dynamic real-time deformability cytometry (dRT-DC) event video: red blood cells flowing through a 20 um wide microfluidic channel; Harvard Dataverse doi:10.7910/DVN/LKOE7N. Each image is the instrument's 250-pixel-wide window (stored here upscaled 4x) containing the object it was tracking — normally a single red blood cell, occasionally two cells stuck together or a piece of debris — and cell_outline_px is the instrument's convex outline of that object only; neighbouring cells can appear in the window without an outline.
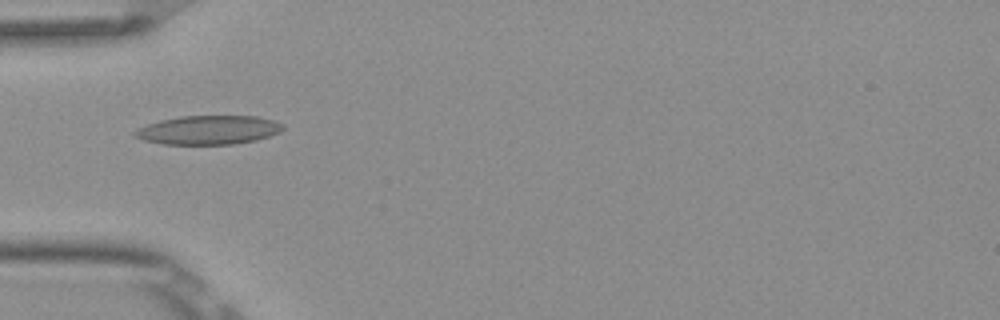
{"species": "Egyptian fruit bat (a non-hibernating species)", "species_latin": "Rousettus aegyptiacus", "temperature_condition": "room temperature", "stored_images_in_passage": 7, "camera_frame_rate_fps": 3000, "um_per_image_px": 0.085, "frame": {"image": 1, "passage_image": 5, "time_ms": 1.333, "image_size_px": [1000, 320], "cell_outline_px": [[284, 128], [280, 132], [256, 140], [232, 144], [164, 144], [144, 140], [132, 136], [132, 132], [136, 128], [160, 120], [180, 116], [256, 116], [272, 120], [284, 124]], "centroid_in_image_um": [17.68, 11.05], "position_along_channel_um": 67.3, "area_um2": 24.97}}
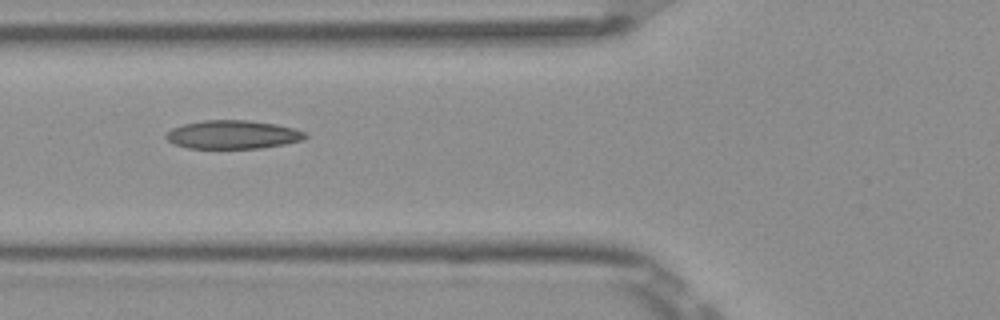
{"frame": {"image": 2, "passage_image": 6, "time_ms": 1.667, "image_size_px": [1000, 320], "cell_outline_px": [[308, 136], [304, 140], [284, 144], [260, 148], [188, 148], [172, 144], [164, 136], [172, 128], [184, 124], [204, 120], [248, 120], [276, 124], [308, 132]], "centroid_in_image_um": [19.8, 11.44], "position_along_channel_um": 106.0, "area_um2": 23.18}}
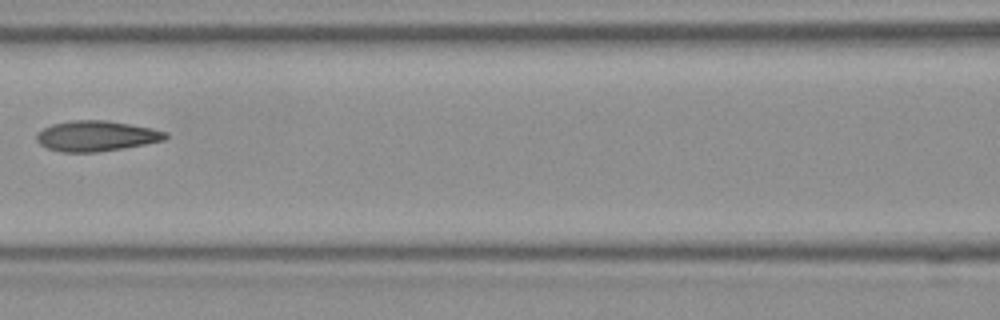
{"frame": {"image": 3, "passage_image": 7, "time_ms": 2.0, "image_size_px": [1000, 320], "cell_outline_px": [[168, 136], [164, 140], [124, 148], [96, 152], [60, 152], [48, 148], [40, 144], [36, 140], [36, 136], [44, 128], [52, 124], [72, 120], [108, 120], [152, 128], [168, 132]], "centroid_in_image_um": [8.2, 11.55], "position_along_channel_um": 158.4, "area_um2": 22.83}}